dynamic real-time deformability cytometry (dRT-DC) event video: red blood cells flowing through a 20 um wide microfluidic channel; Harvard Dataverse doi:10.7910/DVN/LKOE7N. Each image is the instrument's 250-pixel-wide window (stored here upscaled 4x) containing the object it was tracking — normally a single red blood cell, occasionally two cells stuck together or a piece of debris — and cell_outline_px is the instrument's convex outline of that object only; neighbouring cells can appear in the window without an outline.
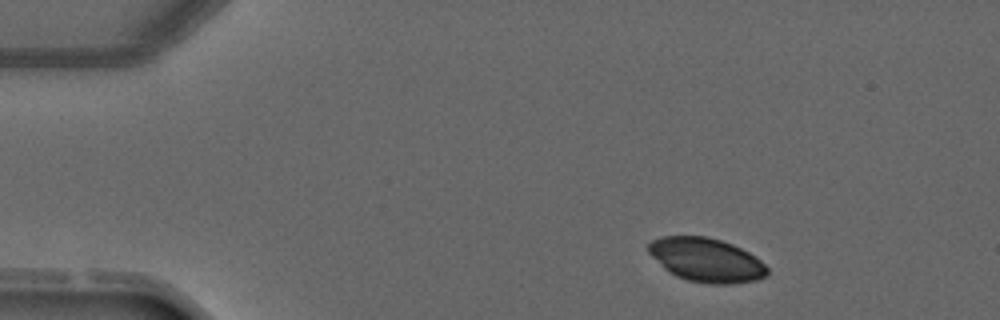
{"species": "common noctule bat (a hibernating species)", "species_latin": "Nyctalus noctula", "temperature_condition": "warm", "stored_images_in_passage": 2, "camera_frame_rate_fps": 3000, "um_per_image_px": 0.085, "animal": {"sex": "male", "forearm_length_mm": 52.5}, "frame": {"image": 1, "passage_image": 1, "time_ms": 0.0, "image_size_px": [1000, 320], "cell_outline_px": [[768, 272], [764, 276], [756, 280], [728, 284], [708, 284], [688, 280], [676, 276], [668, 272], [648, 252], [648, 244], [652, 240], [660, 236], [708, 236], [732, 244], [756, 256], [768, 268]], "centroid_in_image_um": [60.02, 22.09], "position_along_channel_um": 25.0, "area_um2": 30.35}}